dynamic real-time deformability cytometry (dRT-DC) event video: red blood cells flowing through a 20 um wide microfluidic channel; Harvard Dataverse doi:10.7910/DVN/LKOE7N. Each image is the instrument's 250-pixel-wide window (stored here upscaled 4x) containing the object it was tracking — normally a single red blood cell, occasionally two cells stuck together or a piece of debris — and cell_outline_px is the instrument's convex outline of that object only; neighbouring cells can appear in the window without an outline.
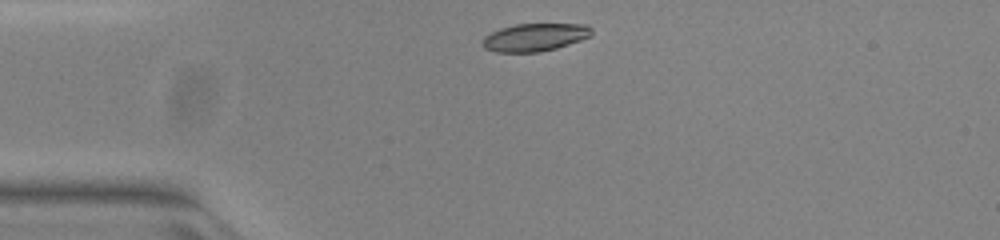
{"species": "common noctule bat (a hibernating species)", "species_latin": "Nyctalus noctula", "temperature_condition": "warm", "stored_images_in_passage": 36, "camera_frame_rate_fps": 3000, "um_per_image_px": 0.085, "animal": {"sex": "female", "body_mass_g": 23.0, "forearm_length_mm": 53.4}, "frame": {"image": 1, "passage_image": 1, "time_ms": 0.0, "image_size_px": [1000, 240], "cell_outline_px": [[592, 36], [556, 48], [540, 52], [496, 52], [484, 48], [480, 44], [480, 40], [484, 36], [500, 28], [516, 24], [588, 24], [592, 28]], "centroid_in_image_um": [45.44, 3.17], "position_along_channel_um": 39.6, "area_um2": 17.86}}
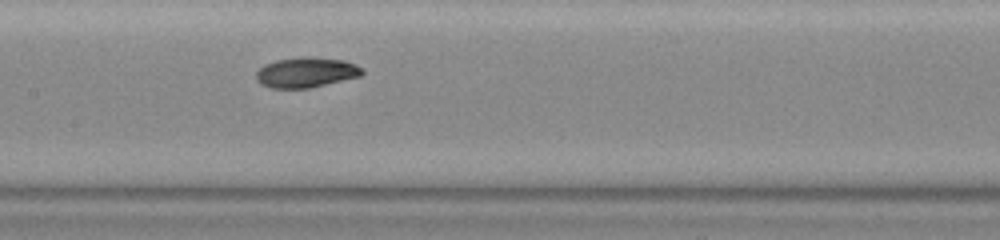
{"frame": {"image": 2, "passage_image": 14, "time_ms": 4.333, "image_size_px": [1000, 240], "cell_outline_px": [[364, 72], [360, 76], [308, 88], [272, 88], [260, 84], [256, 80], [256, 72], [264, 64], [276, 60], [344, 60], [356, 64], [364, 68]], "centroid_in_image_um": [26.01, 6.21], "position_along_channel_um": 181.4, "area_um2": 17.69}}
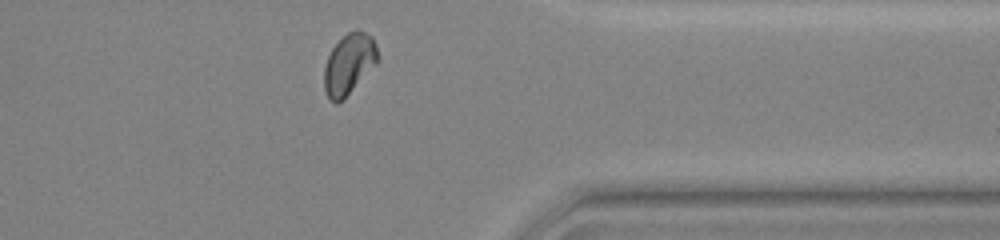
{"frame": {"image": 3, "passage_image": 30, "time_ms": 9.667, "image_size_px": [1000, 240], "cell_outline_px": [[380, 60], [336, 104], [328, 100], [324, 92], [324, 68], [328, 56], [332, 48], [348, 32], [356, 28], [372, 36], [376, 44], [380, 56]], "centroid_in_image_um": [29.67, 5.41], "position_along_channel_um": 381.7, "area_um2": 18.79}, "authors_computed_cell_mechanics": {"area_um2": 18.496, "velocity_mm_per_s": 3.9651, "shape_relaxation_time_tau1_ms": 3.4051, "shape_relaxation_time_tau2_ms": 1.6548, "deformation_change_tau1": 0.1425, "deformation_change_tau2": 0.0521}}